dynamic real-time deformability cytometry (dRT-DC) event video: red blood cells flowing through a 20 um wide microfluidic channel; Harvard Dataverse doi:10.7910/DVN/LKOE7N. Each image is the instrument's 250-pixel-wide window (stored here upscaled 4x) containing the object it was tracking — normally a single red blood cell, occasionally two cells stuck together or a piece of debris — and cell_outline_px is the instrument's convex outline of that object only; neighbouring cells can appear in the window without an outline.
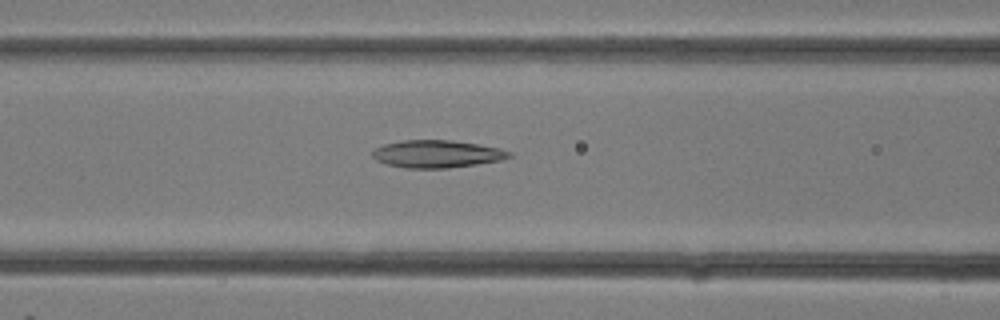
{"species": "common noctule bat (a hibernating species)", "species_latin": "Nyctalus noctula", "temperature_condition": "room temperature", "stored_images_in_passage": 5, "camera_frame_rate_fps": 3000, "um_per_image_px": 0.085, "animal": {"sex": "female"}, "frame": {"image": 1, "passage_image": 4, "time_ms": 1.0, "image_size_px": [1000, 320], "cell_outline_px": [[512, 156], [500, 160], [476, 164], [448, 168], [404, 168], [388, 164], [376, 160], [372, 156], [372, 152], [376, 148], [384, 144], [404, 140], [452, 140], [500, 148], [512, 152]], "centroid_in_image_um": [37.14, 13.08], "position_along_channel_um": 129.5, "area_um2": 21.79}}